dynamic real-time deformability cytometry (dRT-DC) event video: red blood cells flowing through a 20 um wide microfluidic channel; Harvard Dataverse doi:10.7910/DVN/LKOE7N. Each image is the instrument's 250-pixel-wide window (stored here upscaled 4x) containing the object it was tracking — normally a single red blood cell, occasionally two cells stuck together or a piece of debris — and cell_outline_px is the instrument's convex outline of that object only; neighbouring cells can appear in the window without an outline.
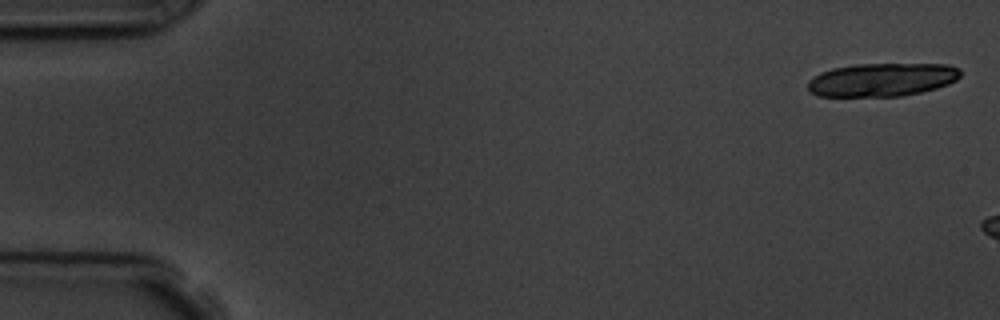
{"species": "common noctule bat (a hibernating species)", "species_latin": "Nyctalus noctula", "temperature_condition": "room temperature", "stored_images_in_passage": 3, "camera_frame_rate_fps": 3000, "um_per_image_px": 0.085, "animal": {"sex": "male", "body_mass_g": 19.5, "forearm_length_mm": 54.6}, "frame": {"image": 1, "passage_image": 1, "time_ms": 0.0, "image_size_px": [1000, 320], "cell_outline_px": [[960, 76], [956, 80], [948, 84], [936, 88], [920, 92], [900, 96], [816, 96], [808, 88], [808, 80], [820, 72], [832, 68], [856, 64], [948, 64], [960, 68]], "centroid_in_image_um": [74.97, 6.77], "position_along_channel_um": 10.0, "area_um2": 29.65}}